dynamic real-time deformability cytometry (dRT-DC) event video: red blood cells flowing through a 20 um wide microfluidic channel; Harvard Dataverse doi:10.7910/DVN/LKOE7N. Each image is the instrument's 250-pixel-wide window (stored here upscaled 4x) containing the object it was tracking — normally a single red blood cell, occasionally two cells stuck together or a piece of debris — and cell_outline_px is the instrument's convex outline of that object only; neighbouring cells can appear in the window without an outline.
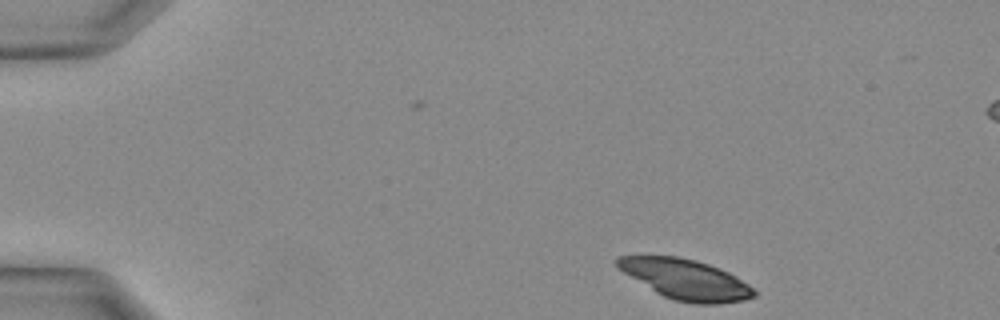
{"species": "Egyptian fruit bat (a non-hibernating species)", "species_latin": "Rousettus aegyptiacus", "temperature_condition": "warm", "stored_images_in_passage": 9, "camera_frame_rate_fps": 3000, "um_per_image_px": 0.085, "animal": {"sex": "female"}, "frame": {"image": 1, "passage_image": 1, "time_ms": 0.0, "image_size_px": [1000, 320], "cell_outline_px": [[756, 296], [744, 300], [716, 304], [692, 304], [672, 300], [656, 292], [616, 268], [612, 260], [616, 256], [676, 256], [696, 260], [720, 268], [736, 276], [748, 284], [756, 292]], "centroid_in_image_um": [58.24, 23.74], "position_along_channel_um": 26.8, "area_um2": 32.19}}